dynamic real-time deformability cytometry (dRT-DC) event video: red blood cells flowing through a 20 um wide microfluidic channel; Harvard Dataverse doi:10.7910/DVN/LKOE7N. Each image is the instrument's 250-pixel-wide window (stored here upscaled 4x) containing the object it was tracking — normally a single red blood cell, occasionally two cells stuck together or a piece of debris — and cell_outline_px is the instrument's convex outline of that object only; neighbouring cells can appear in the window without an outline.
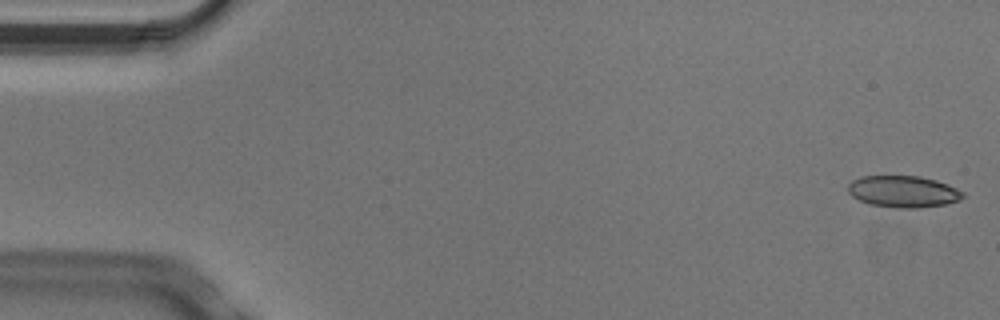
{"species": "Egyptian fruit bat (a non-hibernating species)", "species_latin": "Rousettus aegyptiacus", "temperature_condition": "cold", "stored_images_in_passage": 5, "camera_frame_rate_fps": 3000, "um_per_image_px": 0.085, "animal": {"sex": "male"}, "frame": {"image": 1, "passage_image": 1, "time_ms": 0.0, "image_size_px": [1000, 320], "cell_outline_px": [[964, 196], [960, 200], [944, 204], [916, 208], [896, 208], [868, 204], [852, 196], [848, 192], [848, 184], [852, 180], [860, 176], [920, 176], [936, 180], [948, 184], [964, 192]], "centroid_in_image_um": [76.76, 16.28], "position_along_channel_um": 8.2, "area_um2": 21.27}}